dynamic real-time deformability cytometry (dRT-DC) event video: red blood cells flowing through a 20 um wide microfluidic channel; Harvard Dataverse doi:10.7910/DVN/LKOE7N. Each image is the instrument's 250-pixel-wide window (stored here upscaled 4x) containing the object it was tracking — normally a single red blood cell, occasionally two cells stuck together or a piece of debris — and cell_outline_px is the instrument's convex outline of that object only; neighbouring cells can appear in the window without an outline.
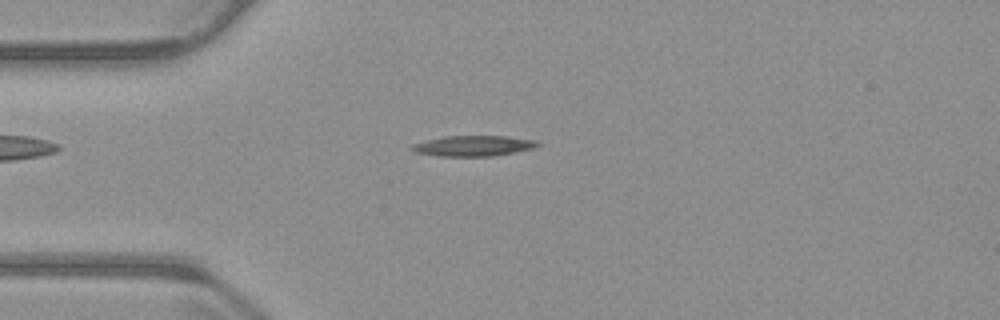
{"species": "common noctule bat (a hibernating species)", "species_latin": "Nyctalus noctula", "temperature_condition": "warm", "stored_images_in_passage": 53, "camera_frame_rate_fps": 3000, "um_per_image_px": 0.085, "animal": {"sex": "male", "body_mass_g": 23.1, "forearm_length_mm": 52.7}, "frame": {"image": 1, "passage_image": 13, "time_ms": 4.0, "image_size_px": [1000, 320], "cell_outline_px": [[540, 144], [536, 148], [492, 156], [436, 156], [416, 152], [408, 148], [412, 144], [444, 136], [508, 136], [536, 140]], "centroid_in_image_um": [40.24, 12.39], "position_along_channel_um": 44.8, "area_um2": 15.09}}
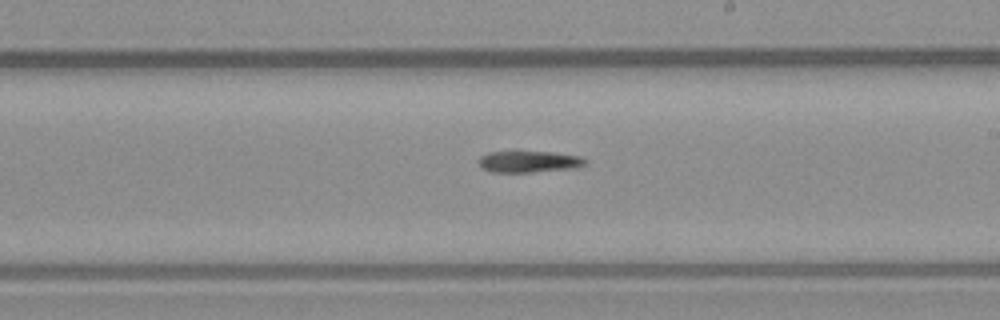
{"frame": {"image": 2, "passage_image": 30, "time_ms": 9.667, "image_size_px": [1000, 320], "cell_outline_px": [[588, 164], [580, 168], [532, 172], [492, 172], [480, 168], [476, 160], [480, 156], [488, 152], [552, 152], [580, 156], [588, 160]], "centroid_in_image_um": [44.98, 13.75], "position_along_channel_um": 244.0, "area_um2": 13.7}}
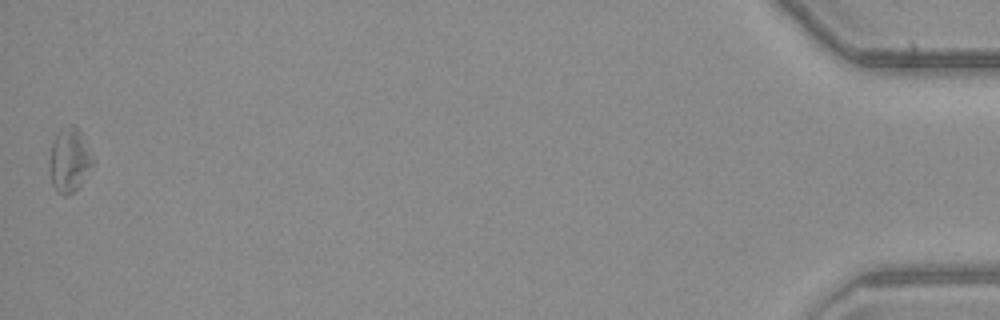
{"frame": {"image": 3, "passage_image": 53, "time_ms": 17.333, "image_size_px": [1000, 320], "cell_outline_px": [[96, 160], [80, 184], [68, 196], [64, 196], [56, 192], [52, 184], [48, 168], [48, 164], [52, 144], [56, 132], [60, 128], [72, 124], [80, 132]], "centroid_in_image_um": [5.87, 13.61], "position_along_channel_um": 429.3, "area_um2": 16.36}}